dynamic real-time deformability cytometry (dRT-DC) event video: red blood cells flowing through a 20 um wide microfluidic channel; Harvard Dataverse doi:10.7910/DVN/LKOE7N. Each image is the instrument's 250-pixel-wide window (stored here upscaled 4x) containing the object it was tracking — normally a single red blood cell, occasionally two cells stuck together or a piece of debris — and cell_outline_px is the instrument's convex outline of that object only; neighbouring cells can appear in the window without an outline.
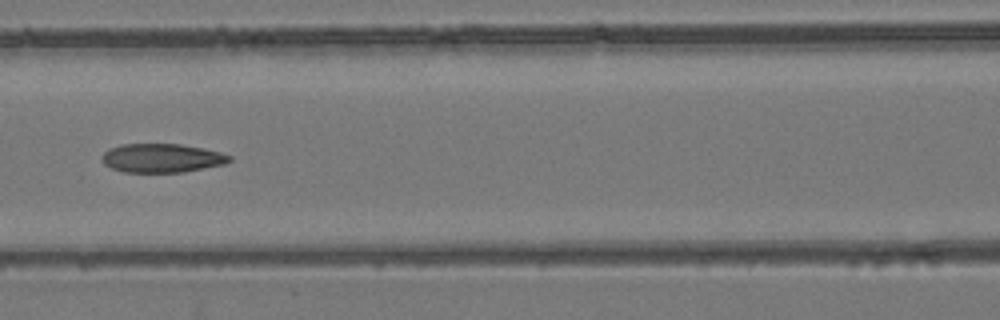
{"species": "common noctule bat (a hibernating species)", "species_latin": "Nyctalus noctula", "temperature_condition": "room temperature", "stored_images_in_passage": 5, "camera_frame_rate_fps": 3000, "um_per_image_px": 0.085, "animal": {"sex": "female", "body_mass_g": 24.6, "forearm_length_mm": 56.2}, "frame": {"image": 1, "passage_image": 5, "time_ms": 5.333, "image_size_px": [1000, 320], "cell_outline_px": [[232, 160], [224, 164], [184, 172], [124, 172], [112, 168], [104, 164], [100, 160], [104, 152], [108, 148], [120, 144], [180, 144], [204, 148], [220, 152], [232, 156]], "centroid_in_image_um": [13.74, 13.43], "position_along_channel_um": 152.9, "area_um2": 21.56}}